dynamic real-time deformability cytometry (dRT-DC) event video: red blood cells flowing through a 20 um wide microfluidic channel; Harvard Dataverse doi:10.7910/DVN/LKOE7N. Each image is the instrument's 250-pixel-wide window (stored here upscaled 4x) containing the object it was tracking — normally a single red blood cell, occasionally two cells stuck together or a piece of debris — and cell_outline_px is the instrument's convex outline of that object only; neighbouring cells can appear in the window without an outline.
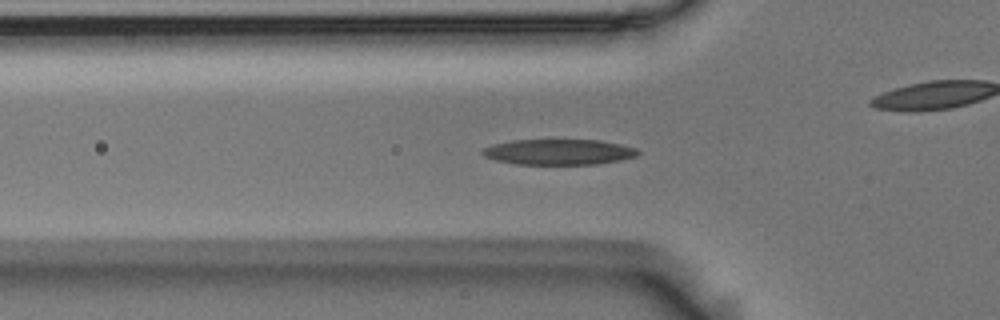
{"species": "Egyptian fruit bat (a non-hibernating species)", "species_latin": "Rousettus aegyptiacus", "temperature_condition": "room temperature", "stored_images_in_passage": 36, "camera_frame_rate_fps": 3000, "um_per_image_px": 0.085, "animal": {"sex": "male"}, "frame": {"image": 1, "passage_image": 7, "time_ms": 2.0, "image_size_px": [1000, 320], "cell_outline_px": [[640, 152], [636, 156], [620, 160], [596, 164], [516, 164], [496, 160], [484, 156], [480, 152], [484, 148], [492, 144], [512, 140], [600, 140], [620, 144], [636, 148]], "centroid_in_image_um": [47.48, 12.91], "position_along_channel_um": 78.3, "area_um2": 23.12}}
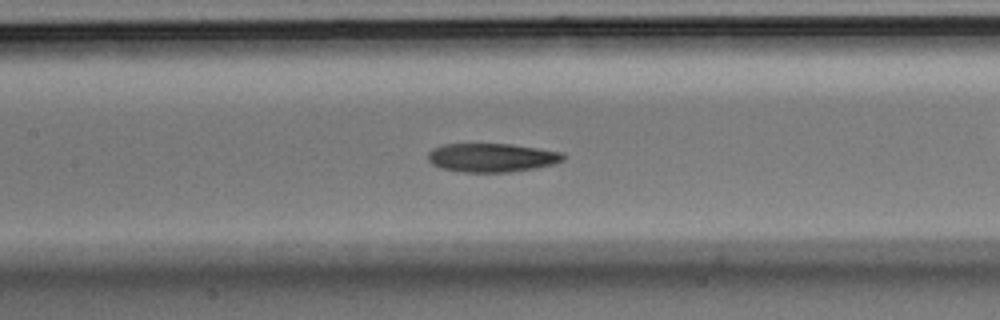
{"frame": {"image": 2, "passage_image": 14, "time_ms": 4.333, "image_size_px": [1000, 320], "cell_outline_px": [[564, 160], [552, 164], [532, 168], [508, 172], [464, 172], [440, 168], [432, 164], [428, 160], [428, 152], [432, 148], [440, 144], [512, 144], [564, 152]], "centroid_in_image_um": [41.76, 13.39], "position_along_channel_um": 165.6, "area_um2": 22.66}}
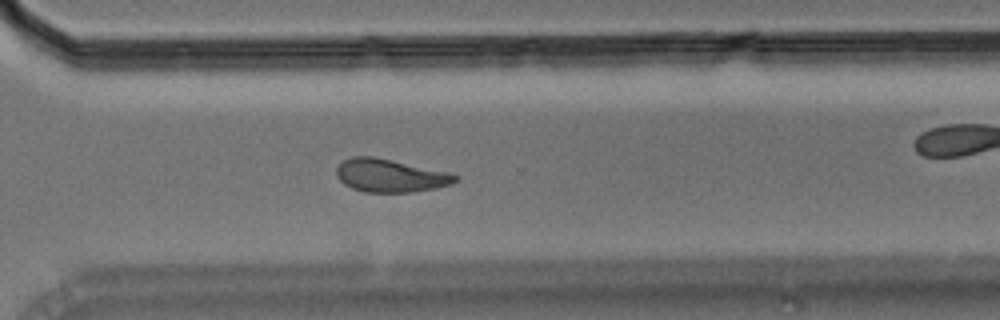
{"frame": {"image": 3, "passage_image": 28, "time_ms": 9.0, "image_size_px": [1000, 320], "cell_outline_px": [[460, 180], [452, 184], [436, 188], [408, 192], [364, 192], [352, 188], [344, 184], [336, 176], [336, 168], [344, 160], [352, 156], [372, 156], [392, 160], [448, 172], [460, 176]], "centroid_in_image_um": [33.18, 14.93], "position_along_channel_um": 337.4, "area_um2": 22.89}, "authors_computed_cell_mechanics": {"area_um2": 23.0622, "velocity_mm_per_s": 3.693, "shape_relaxation_time_tau1_ms": 4.6249, "shape_relaxation_time_tau2_ms": 4.9695, "deformation_change_tau1": 0.1758, "deformation_change_tau2": 0.1384}}